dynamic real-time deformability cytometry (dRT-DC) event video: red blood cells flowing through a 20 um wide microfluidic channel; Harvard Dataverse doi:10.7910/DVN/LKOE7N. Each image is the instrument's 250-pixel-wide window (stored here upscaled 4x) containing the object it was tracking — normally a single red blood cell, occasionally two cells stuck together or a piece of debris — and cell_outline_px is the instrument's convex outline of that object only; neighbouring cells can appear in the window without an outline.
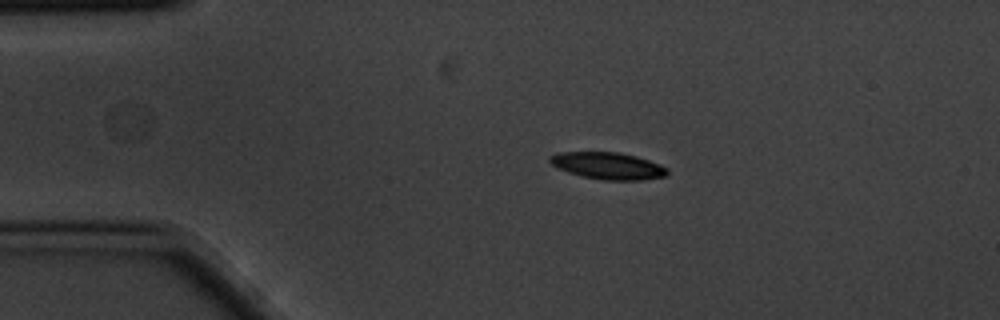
{"species": "common noctule bat (a hibernating species)", "species_latin": "Nyctalus noctula", "temperature_condition": "cold", "stored_images_in_passage": 4, "camera_frame_rate_fps": 3000, "um_per_image_px": 0.085, "animal": {"sex": "male", "body_mass_g": 20.1, "forearm_length_mm": 53.5}, "frame": {"image": 1, "passage_image": 3, "time_ms": 0.667, "image_size_px": [1000, 320], "cell_outline_px": [[668, 176], [644, 180], [604, 180], [580, 176], [568, 172], [552, 164], [548, 160], [548, 156], [556, 152], [620, 152], [636, 156], [660, 164], [668, 168]], "centroid_in_image_um": [51.69, 14.09], "position_along_channel_um": 33.3, "area_um2": 18.61}}